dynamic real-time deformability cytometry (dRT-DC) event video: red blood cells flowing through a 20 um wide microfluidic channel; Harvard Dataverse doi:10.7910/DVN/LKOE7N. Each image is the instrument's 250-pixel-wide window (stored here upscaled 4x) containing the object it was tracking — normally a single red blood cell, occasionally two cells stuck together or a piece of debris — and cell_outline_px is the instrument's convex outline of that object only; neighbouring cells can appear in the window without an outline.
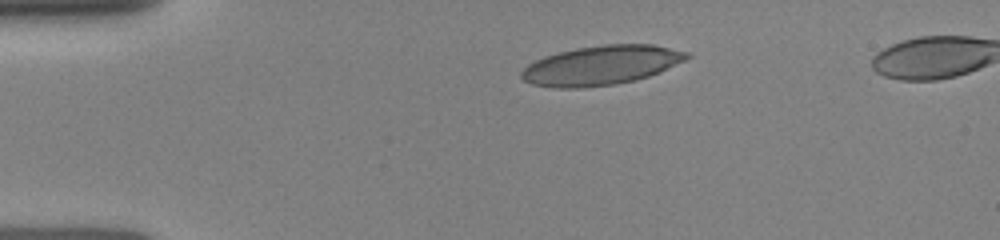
{"species": "human", "species_latin": "Homo sapiens", "temperature_condition": "room temperature", "stored_images_in_passage": 34, "camera_frame_rate_fps": 3000, "um_per_image_px": 0.085, "donor": {"sex": "female"}, "frame": {"image": 1, "passage_image": 1, "time_ms": 0.0, "image_size_px": [1000, 240], "cell_outline_px": [[692, 56], [660, 72], [636, 80], [616, 84], [584, 88], [552, 88], [532, 84], [524, 80], [520, 76], [520, 72], [528, 64], [544, 56], [576, 48], [604, 44], [652, 44], [688, 52]], "centroid_in_image_um": [51.09, 5.56], "position_along_channel_um": 33.9, "area_um2": 37.97}}
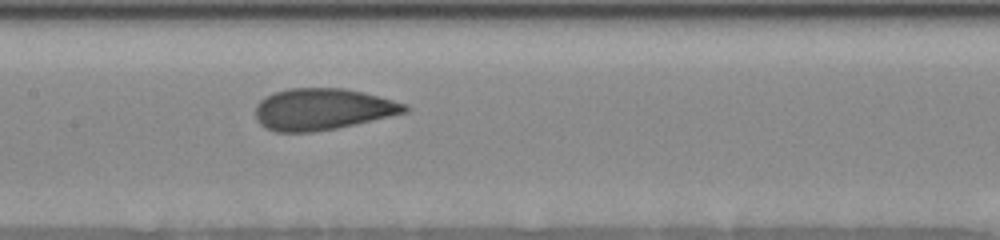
{"frame": {"image": 2, "passage_image": 22, "time_ms": 4.667, "image_size_px": [1000, 240], "cell_outline_px": [[412, 108], [408, 112], [336, 128], [312, 132], [276, 132], [260, 124], [256, 120], [256, 104], [264, 96], [288, 88], [344, 88], [364, 92], [380, 96], [408, 104]], "centroid_in_image_um": [27.44, 9.27], "position_along_channel_um": 180.0, "area_um2": 36.3}}
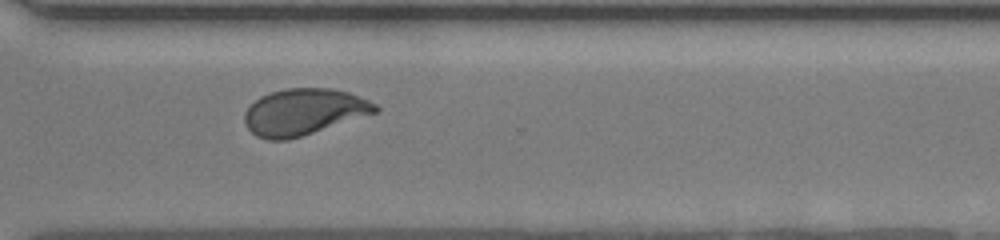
{"frame": {"image": 3, "passage_image": 33, "time_ms": 8.667, "image_size_px": [1000, 240], "cell_outline_px": [[380, 112], [300, 136], [284, 140], [268, 140], [256, 136], [248, 128], [244, 120], [244, 112], [260, 96], [272, 92], [288, 88], [332, 88], [348, 92], [368, 100], [376, 104], [380, 108]], "centroid_in_image_um": [25.85, 9.51], "position_along_channel_um": 344.8, "area_um2": 35.2}}